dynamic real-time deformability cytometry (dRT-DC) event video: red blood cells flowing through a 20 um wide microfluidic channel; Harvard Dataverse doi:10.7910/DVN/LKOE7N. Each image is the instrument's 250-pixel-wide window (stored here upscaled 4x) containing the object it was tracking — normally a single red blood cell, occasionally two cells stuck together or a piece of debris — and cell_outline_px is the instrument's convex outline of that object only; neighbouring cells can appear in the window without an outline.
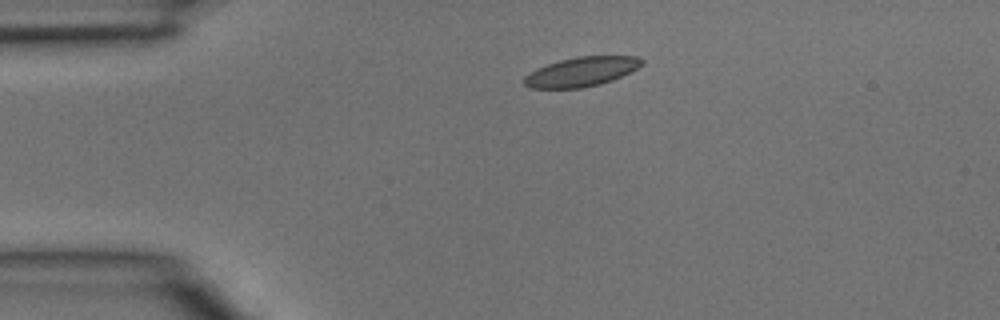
{"species": "common noctule bat (a hibernating species)", "species_latin": "Nyctalus noctula", "temperature_condition": "room temperature", "stored_images_in_passage": 2, "camera_frame_rate_fps": 3000, "um_per_image_px": 0.085, "animal": {"sex": "male", "body_mass_g": 15.6}, "frame": {"image": 1, "passage_image": 1, "time_ms": 0.0, "image_size_px": [1000, 320], "cell_outline_px": [[644, 64], [612, 80], [600, 84], [580, 88], [528, 88], [524, 84], [524, 76], [548, 64], [560, 60], [576, 56], [636, 56], [644, 60]], "centroid_in_image_um": [49.43, 6.09], "position_along_channel_um": 35.6, "area_um2": 19.88}}